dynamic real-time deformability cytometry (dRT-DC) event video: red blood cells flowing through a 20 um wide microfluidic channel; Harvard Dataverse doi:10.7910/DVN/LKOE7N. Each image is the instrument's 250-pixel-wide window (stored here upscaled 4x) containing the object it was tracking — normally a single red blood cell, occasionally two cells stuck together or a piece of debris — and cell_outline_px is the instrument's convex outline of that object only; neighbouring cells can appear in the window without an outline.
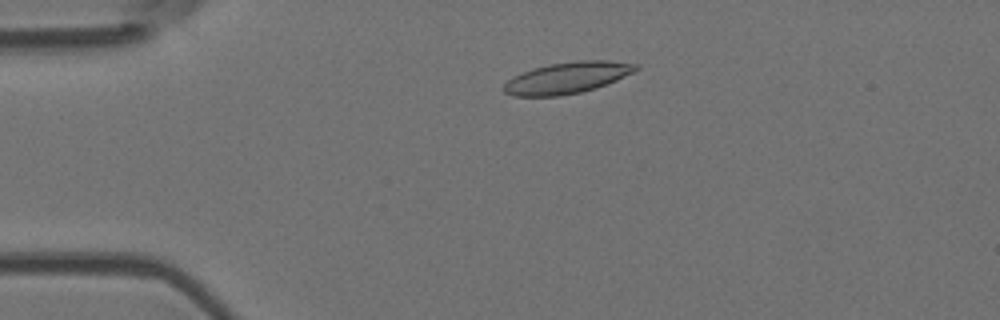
{"species": "Egyptian fruit bat (a non-hibernating species)", "species_latin": "Rousettus aegyptiacus", "temperature_condition": "room temperature", "stored_images_in_passage": 2, "camera_frame_rate_fps": 3000, "um_per_image_px": 0.085, "animal": {"sex": "female"}, "frame": {"image": 1, "passage_image": 1, "time_ms": 0.0, "image_size_px": [1000, 320], "cell_outline_px": [[640, 68], [616, 80], [596, 88], [580, 92], [560, 96], [512, 96], [504, 92], [504, 84], [512, 76], [532, 68], [548, 64], [576, 60], [612, 60], [640, 64]], "centroid_in_image_um": [48.22, 6.6], "position_along_channel_um": 36.8, "area_um2": 24.33}}